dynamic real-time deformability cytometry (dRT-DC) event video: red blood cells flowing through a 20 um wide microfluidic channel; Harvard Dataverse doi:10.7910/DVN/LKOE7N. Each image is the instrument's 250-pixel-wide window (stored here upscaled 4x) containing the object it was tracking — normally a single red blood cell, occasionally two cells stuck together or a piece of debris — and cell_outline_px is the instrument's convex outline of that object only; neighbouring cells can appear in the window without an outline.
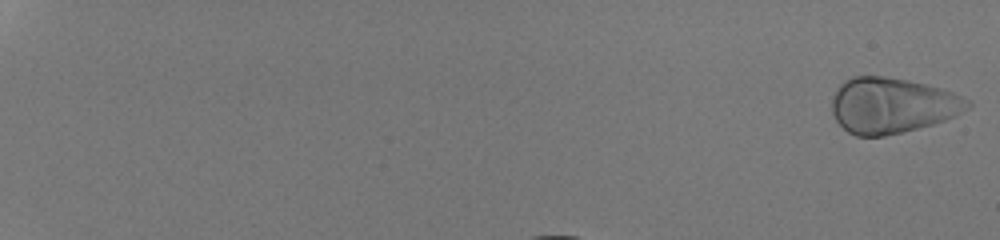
{"species": "human", "species_latin": "Homo sapiens", "temperature_condition": "room temperature", "stored_images_in_passage": 35, "camera_frame_rate_fps": 3000, "um_per_image_px": 0.085, "donor": {"sex": "male"}, "frame": {"image": 1, "passage_image": 1, "time_ms": 0.0, "image_size_px": [1000, 240], "cell_outline_px": [[972, 104], [968, 108], [956, 116], [932, 124], [884, 136], [856, 136], [848, 132], [836, 120], [832, 112], [832, 96], [840, 84], [844, 80], [852, 76], [884, 76], [924, 84], [940, 88], [952, 92], [968, 100]], "centroid_in_image_um": [75.79, 8.96], "position_along_channel_um": 9.2, "area_um2": 43.64}}
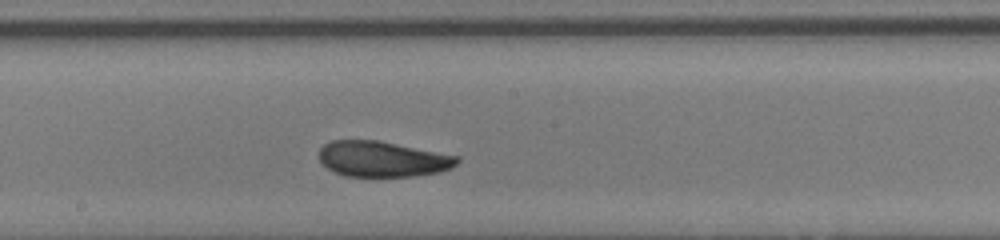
{"frame": {"image": 2, "passage_image": 22, "time_ms": 7.0, "image_size_px": [1000, 240], "cell_outline_px": [[460, 160], [452, 168], [440, 172], [416, 176], [344, 176], [332, 172], [320, 160], [320, 148], [324, 144], [332, 140], [376, 140], [460, 156]], "centroid_in_image_um": [32.53, 13.52], "position_along_channel_um": 215.7, "area_um2": 28.67}}
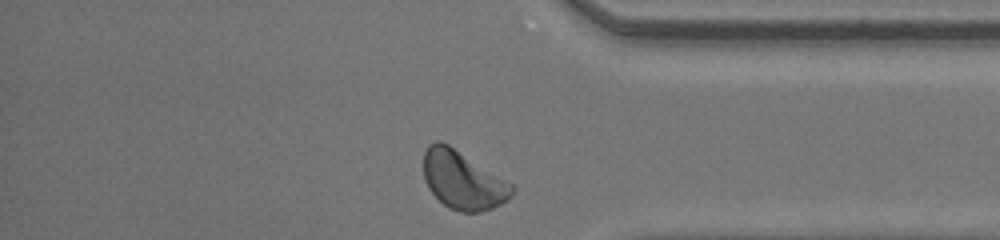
{"frame": {"image": 3, "passage_image": 35, "time_ms": 11.333, "image_size_px": [1000, 240], "cell_outline_px": [[516, 188], [512, 196], [508, 200], [492, 208], [480, 212], [460, 212], [448, 208], [428, 188], [424, 180], [424, 152], [428, 144], [436, 140], [440, 140], [448, 144], [512, 184]], "centroid_in_image_um": [39.34, 15.32], "position_along_channel_um": 395.9, "area_um2": 29.88}, "authors_computed_cell_mechanics": {"area_um2": 29.478, "velocity_mm_per_s": 4.2576, "shape_relaxation_time_tau1_ms": 2.88, "shape_relaxation_time_tau2_ms": 0.8857, "deformation_change_tau1": 0.1108, "deformation_change_tau2": 0.033}}